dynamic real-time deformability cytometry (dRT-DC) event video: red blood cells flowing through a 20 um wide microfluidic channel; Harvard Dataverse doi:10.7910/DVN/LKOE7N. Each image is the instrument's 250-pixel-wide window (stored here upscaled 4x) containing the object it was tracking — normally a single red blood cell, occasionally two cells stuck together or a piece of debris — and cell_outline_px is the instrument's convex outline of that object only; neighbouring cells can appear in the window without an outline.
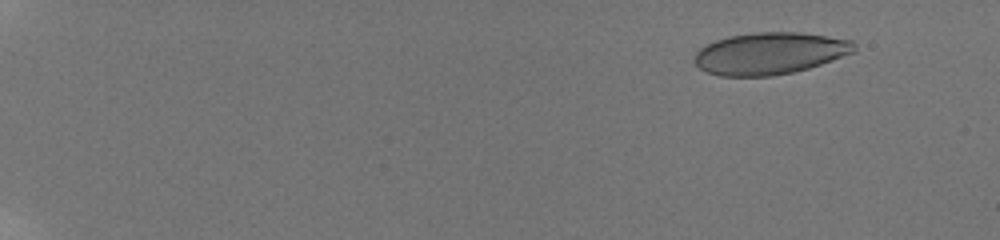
{"species": "human", "species_latin": "Homo sapiens", "temperature_condition": "room temperature", "stored_images_in_passage": 8, "camera_frame_rate_fps": 3000, "um_per_image_px": 0.085, "donor": {"sex": "male"}, "frame": {"image": 1, "passage_image": 2, "time_ms": 1.333, "image_size_px": [1000, 240], "cell_outline_px": [[856, 48], [852, 52], [832, 60], [808, 68], [792, 72], [772, 76], [720, 76], [704, 72], [692, 60], [696, 52], [700, 48], [716, 40], [728, 36], [756, 32], [800, 32], [852, 40], [856, 44]], "centroid_in_image_um": [65.4, 4.54], "position_along_channel_um": 19.6, "area_um2": 39.02}}
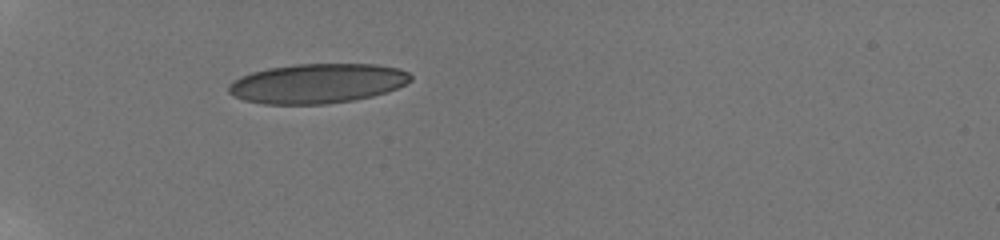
{"frame": {"image": 2, "passage_image": 7, "time_ms": 6.333, "image_size_px": [1000, 240], "cell_outline_px": [[412, 80], [396, 88], [372, 96], [352, 100], [324, 104], [264, 104], [244, 100], [232, 96], [228, 92], [228, 84], [232, 80], [240, 76], [252, 72], [268, 68], [296, 64], [376, 64], [400, 68], [408, 72], [412, 76]], "centroid_in_image_um": [26.94, 7.09], "position_along_channel_um": 58.1, "area_um2": 42.14}}